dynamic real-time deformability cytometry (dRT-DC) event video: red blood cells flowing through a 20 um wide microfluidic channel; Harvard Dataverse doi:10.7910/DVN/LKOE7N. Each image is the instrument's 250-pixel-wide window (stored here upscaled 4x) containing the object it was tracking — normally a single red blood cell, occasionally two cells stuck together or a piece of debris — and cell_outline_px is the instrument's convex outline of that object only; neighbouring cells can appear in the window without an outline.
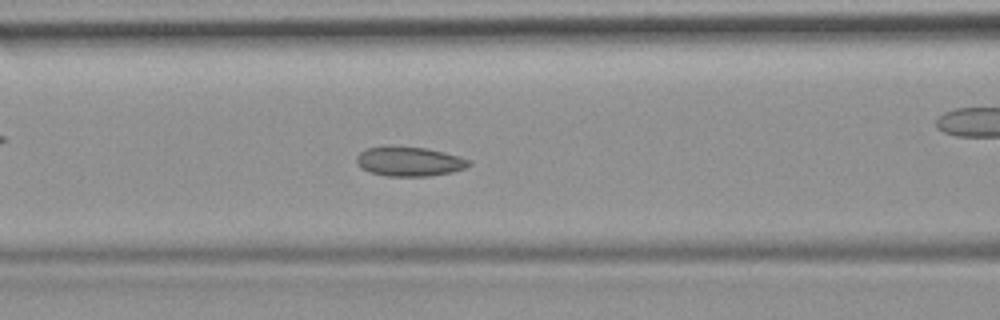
{"species": "common noctule bat (a hibernating species)", "species_latin": "Nyctalus noctula", "temperature_condition": "room temperature", "stored_images_in_passage": 44, "camera_frame_rate_fps": 3000, "um_per_image_px": 0.085, "animal": {"sex": "female", "body_mass_g": 19.9}, "frame": {"image": 1, "passage_image": 13, "time_ms": 4.0, "image_size_px": [1000, 320], "cell_outline_px": [[472, 164], [464, 168], [452, 172], [428, 176], [388, 176], [368, 172], [360, 168], [356, 164], [356, 156], [364, 148], [428, 148], [444, 152], [472, 160]], "centroid_in_image_um": [34.8, 13.75], "position_along_channel_um": 131.8, "area_um2": 19.02}, "authors_computed_cell_mechanics": {"area_um2": 19.7387, "velocity_mm_per_s": 3.8407, "shape_relaxation_time_tau1_ms": 8.2075, "shape_relaxation_time_tau2_ms": 2.2072, "deformation_change_tau1": 0.0949, "deformation_change_tau2": 0.0776}}